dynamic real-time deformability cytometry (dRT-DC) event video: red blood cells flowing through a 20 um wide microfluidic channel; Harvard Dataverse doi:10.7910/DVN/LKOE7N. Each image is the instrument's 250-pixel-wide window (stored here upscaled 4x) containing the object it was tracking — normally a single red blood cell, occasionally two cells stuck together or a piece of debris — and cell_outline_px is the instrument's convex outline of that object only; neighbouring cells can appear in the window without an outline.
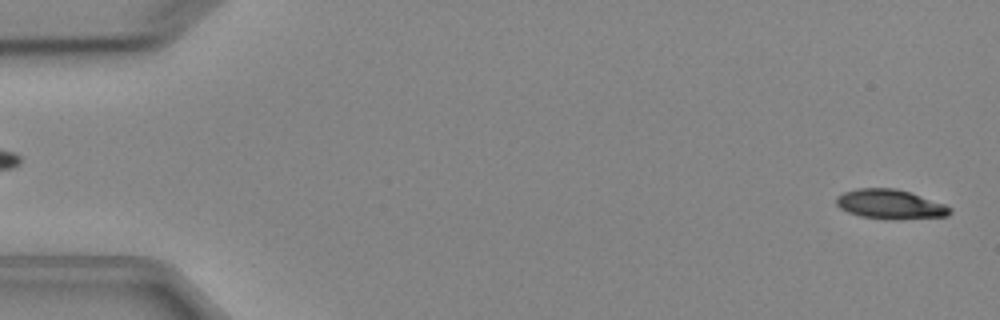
{"species": "Egyptian fruit bat (a non-hibernating species)", "species_latin": "Rousettus aegyptiacus", "temperature_condition": "cold", "stored_images_in_passage": 4, "segment_of_instrument_passage": [2, 2], "camera_frame_rate_fps": 3000, "um_per_image_px": 0.085, "animal": {"sex": "female"}, "frame": {"image": 1, "passage_image": 4, "time_ms": 4.333, "image_size_px": [1000, 320], "cell_outline_px": [[952, 212], [948, 216], [860, 216], [848, 212], [840, 208], [836, 204], [836, 196], [844, 192], [856, 188], [896, 188], [944, 204], [952, 208]], "centroid_in_image_um": [75.59, 17.29], "position_along_channel_um": 9.4, "area_um2": 18.26}}